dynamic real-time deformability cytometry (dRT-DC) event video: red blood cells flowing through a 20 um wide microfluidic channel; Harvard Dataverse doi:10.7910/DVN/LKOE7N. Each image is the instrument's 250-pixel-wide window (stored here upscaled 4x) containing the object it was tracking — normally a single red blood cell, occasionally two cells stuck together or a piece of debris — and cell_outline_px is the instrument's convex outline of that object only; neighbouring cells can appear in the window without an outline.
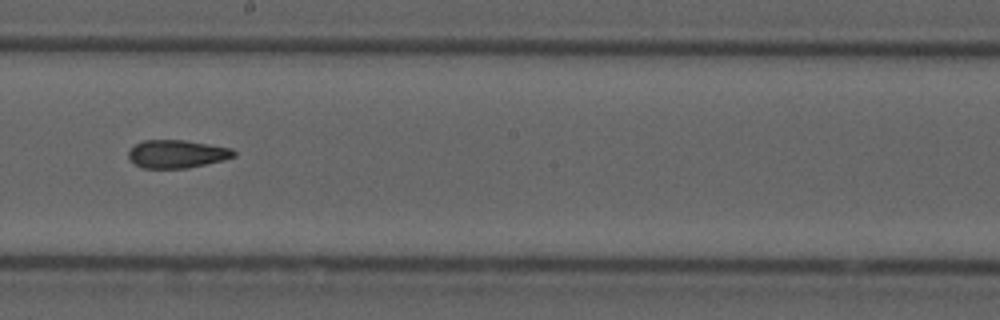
{"species": "common noctule bat (a hibernating species)", "species_latin": "Nyctalus noctula", "temperature_condition": "cold", "stored_images_in_passage": 9, "camera_frame_rate_fps": 3000, "um_per_image_px": 0.085, "animal": {"sex": "male", "forearm_length_mm": 52.5}, "frame": {"image": 1, "passage_image": 9, "time_ms": 9.667, "image_size_px": [1000, 320], "cell_outline_px": [[236, 156], [224, 160], [188, 168], [144, 168], [136, 164], [128, 156], [128, 152], [136, 144], [144, 140], [184, 140], [232, 148], [236, 152]], "centroid_in_image_um": [15.08, 13.08], "position_along_channel_um": 233.1, "area_um2": 17.11}}